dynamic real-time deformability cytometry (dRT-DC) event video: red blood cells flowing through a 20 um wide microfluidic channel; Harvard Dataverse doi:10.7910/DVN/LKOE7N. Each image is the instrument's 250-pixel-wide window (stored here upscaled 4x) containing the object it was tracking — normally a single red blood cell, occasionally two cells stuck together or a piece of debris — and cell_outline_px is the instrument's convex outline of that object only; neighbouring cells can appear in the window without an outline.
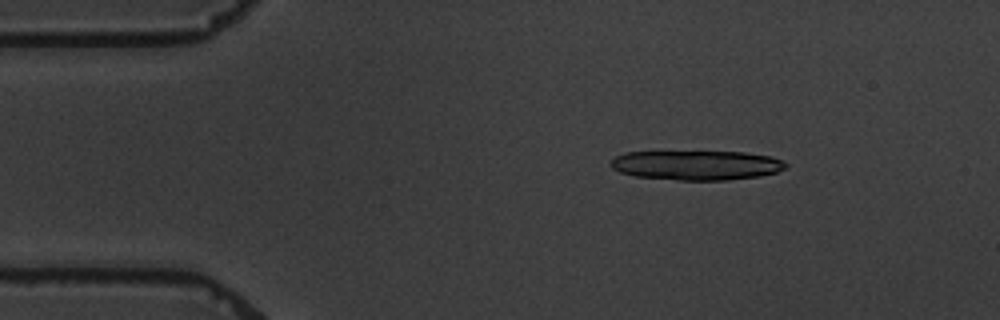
{"species": "common noctule bat (a hibernating species)", "species_latin": "Nyctalus noctula", "temperature_condition": "warm", "stored_images_in_passage": 10, "camera_frame_rate_fps": 3000, "um_per_image_px": 0.085, "animal": {"sex": "male", "body_mass_g": 19.5, "forearm_length_mm": 54.6}, "frame": {"image": 1, "passage_image": 2, "time_ms": 1.333, "image_size_px": [1000, 320], "cell_outline_px": [[788, 164], [784, 168], [776, 172], [760, 176], [728, 180], [676, 180], [636, 176], [620, 172], [612, 168], [608, 164], [616, 156], [624, 152], [744, 152], [772, 156]], "centroid_in_image_um": [59.19, 14.04], "position_along_channel_um": 25.8, "area_um2": 30.11}}
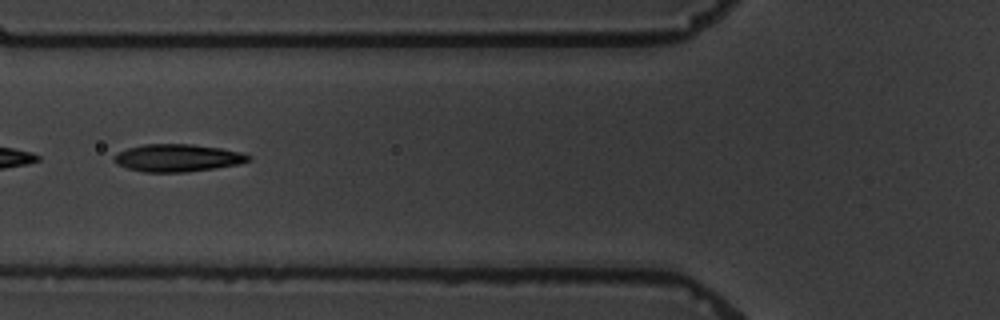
{"frame": {"image": 2, "passage_image": 5, "time_ms": 5.667, "image_size_px": [1000, 320], "cell_outline_px": [[252, 160], [240, 164], [216, 168], [184, 172], [144, 172], [128, 168], [116, 164], [112, 160], [112, 156], [116, 152], [128, 148], [144, 144], [192, 144], [220, 148], [244, 152], [252, 156]], "centroid_in_image_um": [15.1, 13.42], "position_along_channel_um": 110.7, "area_um2": 21.85}}
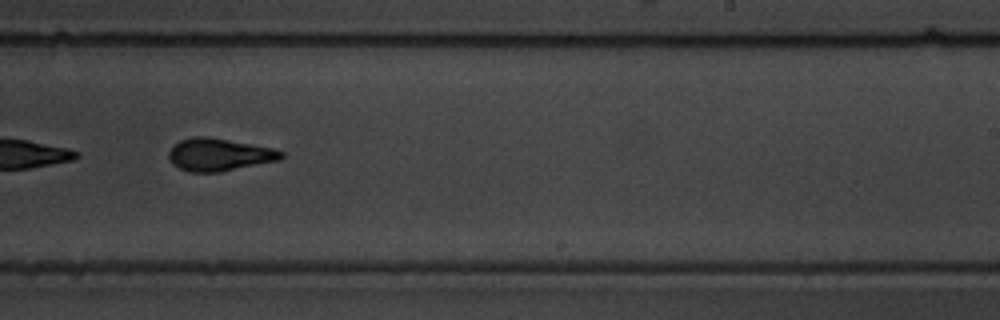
{"frame": {"image": 3, "passage_image": 9, "time_ms": 10.333, "image_size_px": [1000, 320], "cell_outline_px": [[284, 156], [280, 160], [220, 172], [188, 172], [172, 164], [168, 156], [168, 152], [180, 140], [192, 136], [208, 136], [272, 148], [284, 152]], "centroid_in_image_um": [18.62, 13.14], "position_along_channel_um": 270.4, "area_um2": 21.33}}